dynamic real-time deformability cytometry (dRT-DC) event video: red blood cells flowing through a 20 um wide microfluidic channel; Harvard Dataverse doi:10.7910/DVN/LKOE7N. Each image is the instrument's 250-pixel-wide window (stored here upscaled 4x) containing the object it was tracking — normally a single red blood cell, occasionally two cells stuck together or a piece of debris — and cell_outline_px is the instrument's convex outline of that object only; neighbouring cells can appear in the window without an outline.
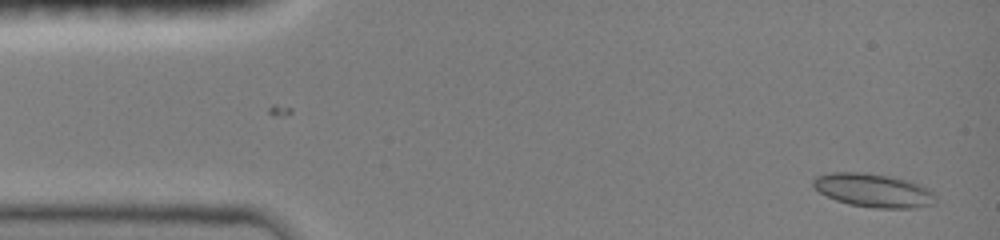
{"species": "common noctule bat (a hibernating species)", "species_latin": "Nyctalus noctula", "temperature_condition": "room temperature", "stored_images_in_passage": 45, "camera_frame_rate_fps": 3000, "um_per_image_px": 0.085, "animal": {"sex": "female", "body_mass_g": 19.0, "forearm_length_mm": 51.5}, "frame": {"image": 1, "passage_image": 1, "time_ms": 0.0, "image_size_px": [1000, 240], "cell_outline_px": [[936, 200], [932, 204], [916, 208], [876, 208], [848, 204], [836, 200], [820, 192], [812, 184], [812, 180], [816, 176], [832, 172], [864, 172], [888, 176], [908, 180], [920, 184], [928, 188], [936, 196]], "centroid_in_image_um": [74.25, 16.18], "position_along_channel_um": 10.7, "area_um2": 23.93}}
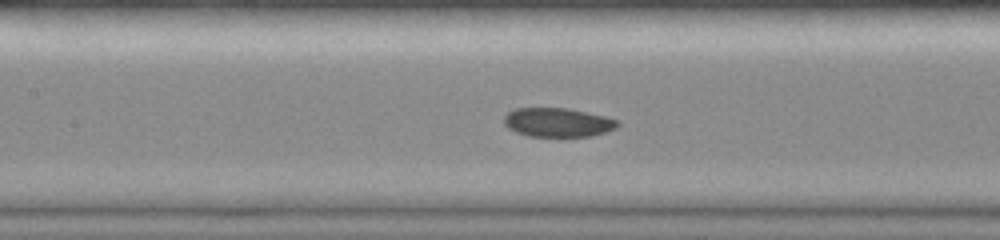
{"frame": {"image": 2, "passage_image": 20, "time_ms": 6.333, "image_size_px": [1000, 240], "cell_outline_px": [[620, 124], [616, 128], [592, 136], [528, 136], [516, 132], [508, 128], [504, 124], [504, 116], [508, 112], [516, 108], [568, 108], [604, 116], [616, 120]], "centroid_in_image_um": [47.38, 10.4], "position_along_channel_um": 160.0, "area_um2": 19.07}}
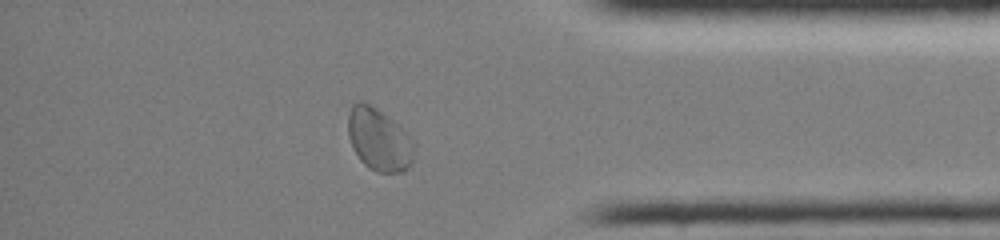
{"frame": {"image": 3, "passage_image": 39, "time_ms": 12.667, "image_size_px": [1000, 240], "cell_outline_px": [[416, 152], [412, 164], [408, 168], [400, 172], [376, 172], [368, 168], [360, 160], [352, 148], [348, 136], [348, 116], [352, 104], [360, 100], [376, 108], [400, 124], [408, 132], [412, 140]], "centroid_in_image_um": [32.24, 11.87], "position_along_channel_um": 403.0, "area_um2": 24.57}, "authors_computed_cell_mechanics": {"area_um2": 20.6924, "velocity_mm_per_s": 4.0049, "shape_relaxation_time_tau1_ms": 6.6277, "shape_relaxation_time_tau2_ms": 2.0744, "deformation_change_tau1": 0.1117, "deformation_change_tau2": 0.0508}}